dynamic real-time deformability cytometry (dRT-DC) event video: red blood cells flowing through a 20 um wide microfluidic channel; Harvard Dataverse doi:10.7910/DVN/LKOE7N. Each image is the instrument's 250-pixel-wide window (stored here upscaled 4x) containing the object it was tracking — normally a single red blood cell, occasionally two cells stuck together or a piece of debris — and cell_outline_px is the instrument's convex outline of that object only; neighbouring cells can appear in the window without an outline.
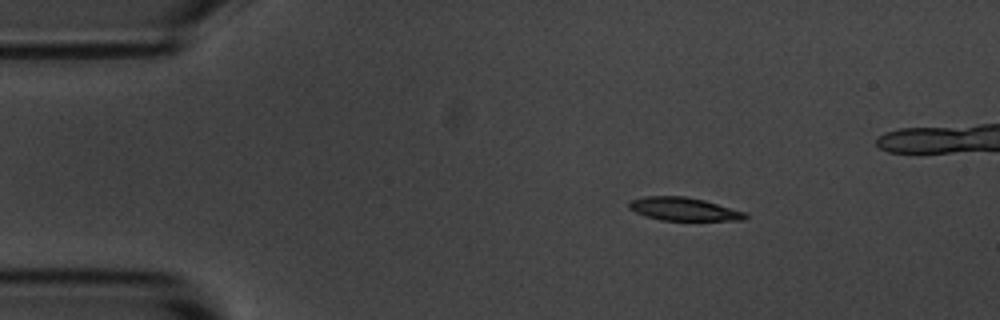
{"species": "common noctule bat (a hibernating species)", "species_latin": "Nyctalus noctula", "temperature_condition": "room temperature", "stored_images_in_passage": 4, "camera_frame_rate_fps": 3000, "um_per_image_px": 0.085, "animal": {"sex": "male", "body_mass_g": 20.1, "forearm_length_mm": 53.5}, "frame": {"image": 1, "passage_image": 2, "time_ms": 1.0, "image_size_px": [1000, 320], "cell_outline_px": [[748, 216], [744, 220], [660, 220], [644, 216], [628, 208], [628, 204], [632, 200], [644, 196], [684, 196], [704, 200], [748, 212]], "centroid_in_image_um": [58.14, 17.77], "position_along_channel_um": 26.9, "area_um2": 15.78}}